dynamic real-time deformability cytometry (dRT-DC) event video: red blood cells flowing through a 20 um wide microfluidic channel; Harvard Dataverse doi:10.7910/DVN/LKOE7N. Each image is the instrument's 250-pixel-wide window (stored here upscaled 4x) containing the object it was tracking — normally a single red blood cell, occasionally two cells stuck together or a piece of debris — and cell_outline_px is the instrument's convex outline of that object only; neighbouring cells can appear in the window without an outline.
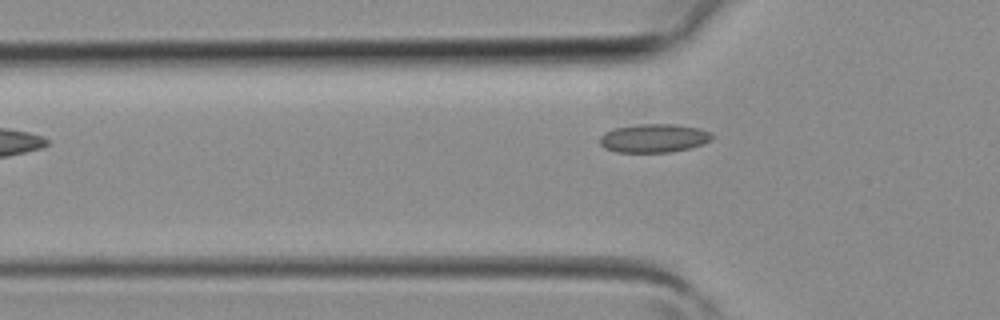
{"species": "common noctule bat (a hibernating species)", "species_latin": "Nyctalus noctula", "temperature_condition": "room temperature", "stored_images_in_passage": 4, "segment_of_instrument_passage": [2, 2], "camera_frame_rate_fps": 3000, "um_per_image_px": 0.085, "animal": {"sex": "female", "body_mass_g": 19.3, "forearm_length_mm": 54.1}, "frame": {"image": 1, "passage_image": 4, "time_ms": 1.0, "image_size_px": [1000, 320], "cell_outline_px": [[712, 136], [708, 140], [700, 144], [688, 148], [672, 152], [616, 152], [604, 148], [600, 144], [600, 136], [604, 132], [616, 128], [640, 124], [676, 124], [700, 128], [712, 132]], "centroid_in_image_um": [55.55, 11.74], "position_along_channel_um": 70.3, "area_um2": 18.55}}